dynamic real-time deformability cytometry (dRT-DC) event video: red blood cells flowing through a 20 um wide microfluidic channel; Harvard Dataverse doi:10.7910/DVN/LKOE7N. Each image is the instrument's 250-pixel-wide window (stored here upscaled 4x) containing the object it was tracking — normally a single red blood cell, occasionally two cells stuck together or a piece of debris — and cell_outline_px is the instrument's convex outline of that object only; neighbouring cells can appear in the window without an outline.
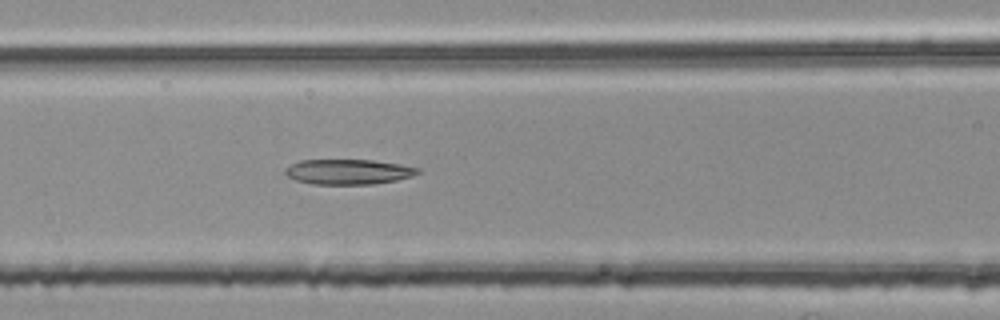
{"species": "common noctule bat (a hibernating species)", "species_latin": "Nyctalus noctula", "temperature_condition": "room temperature", "stored_images_in_passage": 44, "segment_of_instrument_passage": [2, 2], "camera_frame_rate_fps": 3000, "um_per_image_px": 0.085, "animal": {"sex": "female", "body_mass_g": 25.1}, "frame": {"image": 1, "passage_image": 23, "time_ms": 7.333, "image_size_px": [1000, 320], "cell_outline_px": [[420, 172], [412, 176], [396, 180], [372, 184], [312, 184], [296, 180], [288, 176], [284, 172], [284, 168], [300, 160], [372, 160], [400, 164], [420, 168]], "centroid_in_image_um": [29.6, 14.6], "position_along_channel_um": 137.0, "area_um2": 19.36}}
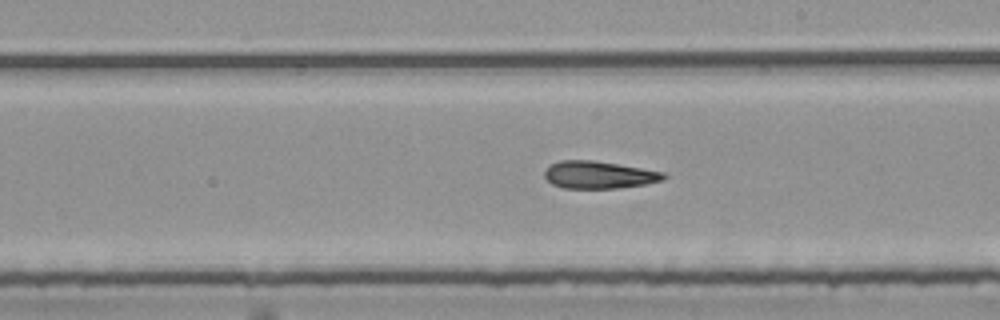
{"frame": {"image": 2, "passage_image": 31, "time_ms": 10.0, "image_size_px": [1000, 320], "cell_outline_px": [[668, 176], [664, 180], [644, 184], [616, 188], [564, 188], [552, 184], [544, 176], [544, 172], [552, 164], [560, 160], [592, 160], [664, 172]], "centroid_in_image_um": [50.91, 14.86], "position_along_channel_um": 238.1, "area_um2": 18.79}}
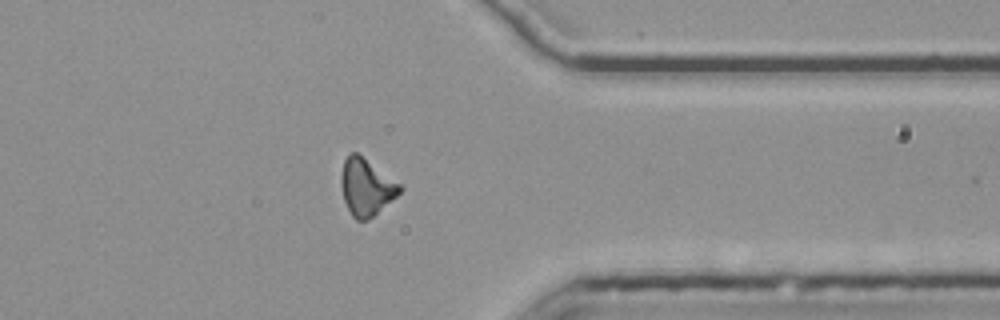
{"frame": {"image": 3, "passage_image": 43, "time_ms": 14.0, "image_size_px": [1000, 320], "cell_outline_px": [[404, 188], [396, 196], [368, 220], [356, 220], [352, 216], [344, 200], [340, 184], [340, 176], [344, 160], [352, 152], [356, 152], [400, 184]], "centroid_in_image_um": [31.1, 15.91], "position_along_channel_um": 380.3, "area_um2": 19.07}}